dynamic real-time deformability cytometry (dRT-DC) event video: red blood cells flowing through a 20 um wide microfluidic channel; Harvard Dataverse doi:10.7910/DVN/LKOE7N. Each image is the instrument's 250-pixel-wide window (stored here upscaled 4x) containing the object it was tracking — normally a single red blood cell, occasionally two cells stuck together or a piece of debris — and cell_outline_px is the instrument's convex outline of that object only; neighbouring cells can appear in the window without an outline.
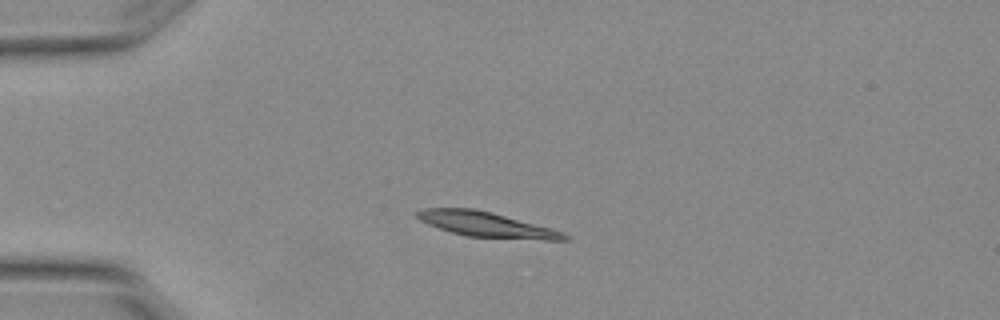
{"species": "Egyptian fruit bat (a non-hibernating species)", "species_latin": "Rousettus aegyptiacus", "temperature_condition": "warm", "stored_images_in_passage": 5, "camera_frame_rate_fps": 3000, "um_per_image_px": 0.085, "animal": {"sex": "female"}, "frame": {"image": 1, "passage_image": 2, "time_ms": 0.333, "image_size_px": [1000, 320], "cell_outline_px": [[568, 240], [544, 240], [468, 236], [452, 232], [428, 224], [420, 220], [416, 216], [416, 212], [424, 208], [472, 208], [492, 212], [552, 228], [564, 232], [568, 236]], "centroid_in_image_um": [41.37, 19.08], "position_along_channel_um": 43.6, "area_um2": 21.33}}
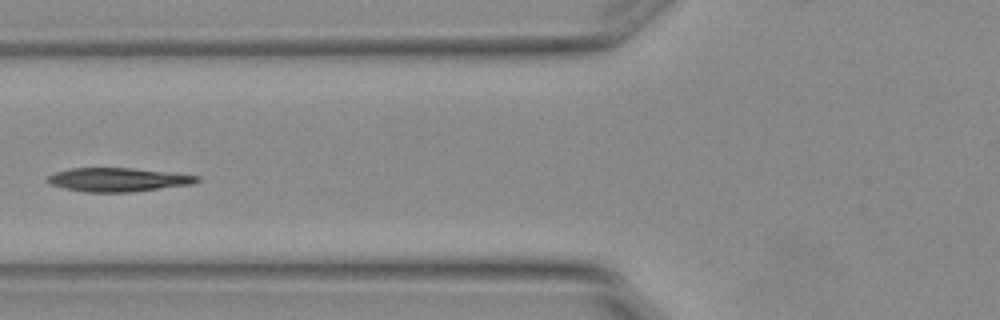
{"frame": {"image": 2, "passage_image": 4, "time_ms": 1.0, "image_size_px": [1000, 320], "cell_outline_px": [[200, 180], [192, 184], [128, 192], [84, 192], [64, 188], [48, 184], [44, 180], [48, 176], [56, 172], [72, 168], [132, 168], [176, 172], [200, 176]], "centroid_in_image_um": [10.03, 15.26], "position_along_channel_um": 115.8, "area_um2": 20.81}}
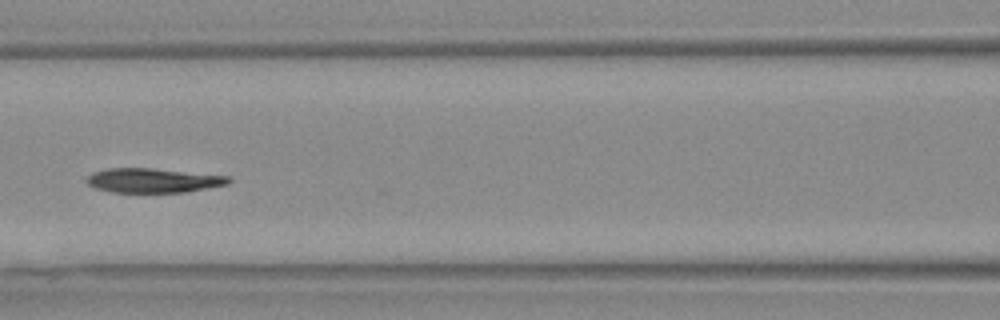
{"frame": {"image": 3, "passage_image": 5, "time_ms": 1.333, "image_size_px": [1000, 320], "cell_outline_px": [[232, 180], [228, 184], [184, 192], [112, 192], [96, 188], [88, 184], [84, 180], [92, 172], [108, 168], [152, 168], [228, 176]], "centroid_in_image_um": [12.98, 15.33], "position_along_channel_um": 153.6, "area_um2": 20.06}}